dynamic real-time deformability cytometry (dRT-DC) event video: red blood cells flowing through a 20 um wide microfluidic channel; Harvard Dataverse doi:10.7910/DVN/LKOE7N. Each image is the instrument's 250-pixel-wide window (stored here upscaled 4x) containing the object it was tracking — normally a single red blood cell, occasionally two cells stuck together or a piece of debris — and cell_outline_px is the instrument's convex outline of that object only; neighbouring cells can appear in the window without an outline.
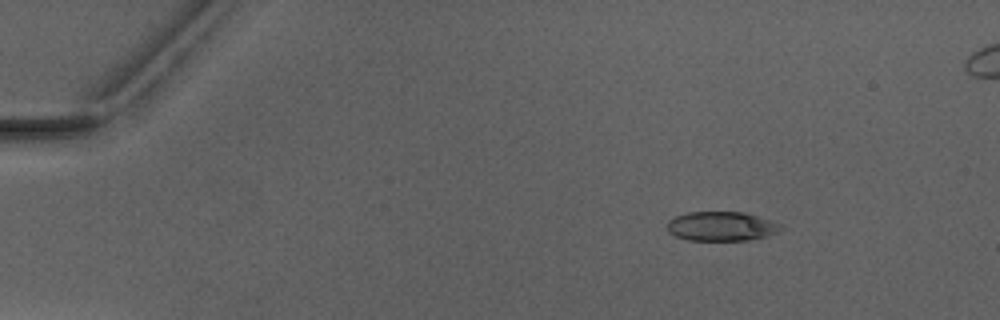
{"species": "Egyptian fruit bat (a non-hibernating species)", "species_latin": "Rousettus aegyptiacus", "temperature_condition": "warm", "stored_images_in_passage": 7, "camera_frame_rate_fps": 3000, "um_per_image_px": 0.085, "animal": {"sex": "male"}, "frame": {"image": 1, "passage_image": 3, "time_ms": 2.333, "image_size_px": [1000, 320], "cell_outline_px": [[784, 228], [768, 236], [748, 240], [688, 240], [676, 236], [668, 232], [668, 220], [676, 216], [688, 212], [744, 212], [780, 224]], "centroid_in_image_um": [61.3, 19.24], "position_along_channel_um": 23.7, "area_um2": 19.25}}
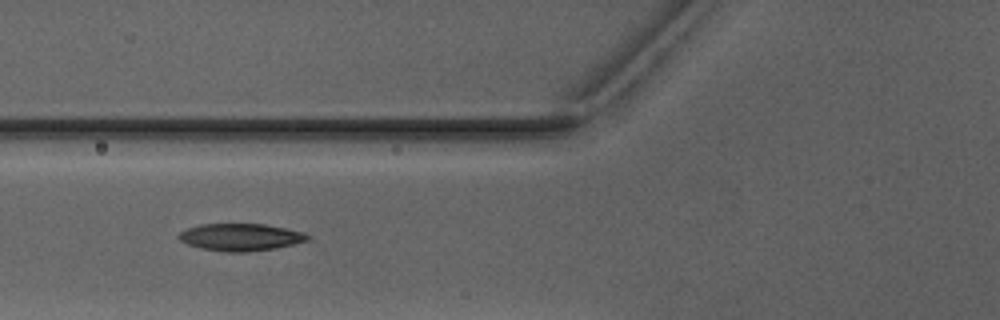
{"frame": {"image": 2, "passage_image": 6, "time_ms": 6.667, "image_size_px": [1000, 320], "cell_outline_px": [[312, 236], [308, 240], [276, 248], [248, 252], [228, 252], [200, 248], [188, 244], [180, 240], [176, 236], [180, 232], [188, 228], [200, 224], [264, 224], [304, 232]], "centroid_in_image_um": [20.45, 20.16], "position_along_channel_um": 105.4, "area_um2": 20.4}}